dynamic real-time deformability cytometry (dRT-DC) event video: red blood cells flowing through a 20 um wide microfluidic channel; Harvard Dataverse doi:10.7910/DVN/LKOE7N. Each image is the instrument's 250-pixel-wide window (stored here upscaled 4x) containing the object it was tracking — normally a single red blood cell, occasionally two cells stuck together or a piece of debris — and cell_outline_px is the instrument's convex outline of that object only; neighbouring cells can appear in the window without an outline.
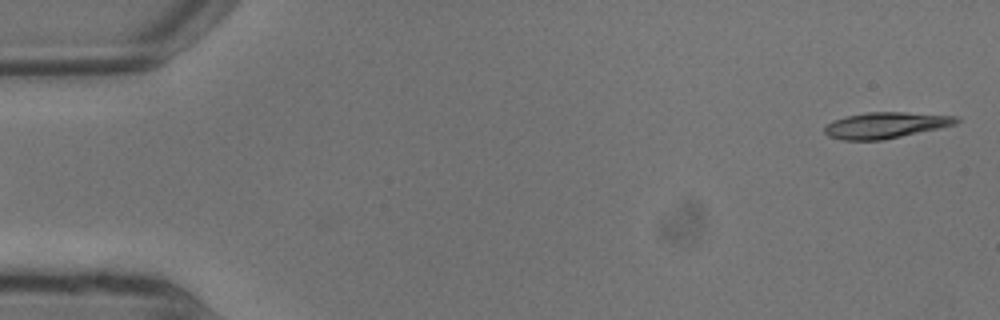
{"species": "common noctule bat (a hibernating species)", "species_latin": "Nyctalus noctula", "temperature_condition": "warm", "stored_images_in_passage": 6, "segment_of_instrument_passage": [2, 2], "camera_frame_rate_fps": 3000, "um_per_image_px": 0.085, "animal": {"sex": "male", "body_mass_g": 13.3}, "frame": {"image": 1, "passage_image": 6, "time_ms": 1.667, "image_size_px": [1000, 320], "cell_outline_px": [[960, 120], [956, 124], [900, 136], [880, 140], [844, 140], [828, 136], [824, 132], [824, 128], [832, 120], [848, 116], [868, 112], [904, 112], [956, 116]], "centroid_in_image_um": [75.25, 10.64], "position_along_channel_um": 9.8, "area_um2": 19.65}}